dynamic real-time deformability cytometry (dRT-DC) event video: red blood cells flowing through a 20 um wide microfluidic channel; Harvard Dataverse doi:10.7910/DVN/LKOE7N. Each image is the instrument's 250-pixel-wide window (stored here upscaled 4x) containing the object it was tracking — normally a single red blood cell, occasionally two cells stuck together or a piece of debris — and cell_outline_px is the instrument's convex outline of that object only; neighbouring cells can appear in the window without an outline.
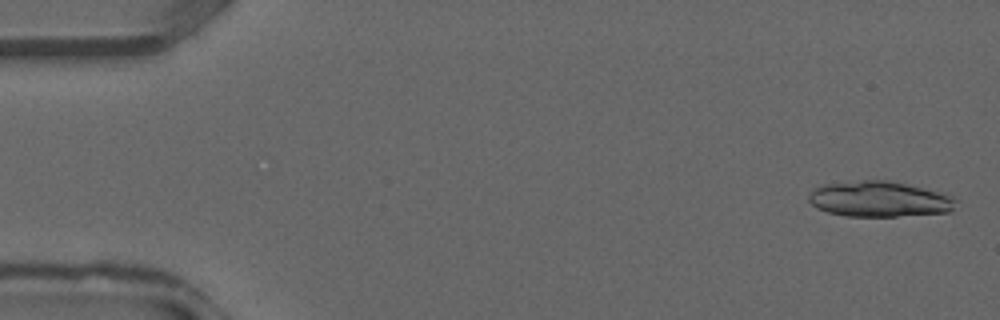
{"species": "common noctule bat (a hibernating species)", "species_latin": "Nyctalus noctula", "temperature_condition": "warm", "stored_images_in_passage": 36, "segment_of_instrument_passage": [1, 2], "camera_frame_rate_fps": 3000, "um_per_image_px": 0.085, "animal": {"sex": "male", "forearm_length_mm": 52.5}, "frame": {"image": 1, "passage_image": 1, "time_ms": 0.0, "image_size_px": [1000, 320], "cell_outline_px": [[960, 200], [948, 212], [896, 216], [844, 216], [828, 212], [816, 208], [808, 200], [808, 196], [812, 188], [824, 184], [864, 180], [888, 180], [948, 192]], "centroid_in_image_um": [74.79, 16.91], "position_along_channel_um": 10.2, "area_um2": 31.04}}